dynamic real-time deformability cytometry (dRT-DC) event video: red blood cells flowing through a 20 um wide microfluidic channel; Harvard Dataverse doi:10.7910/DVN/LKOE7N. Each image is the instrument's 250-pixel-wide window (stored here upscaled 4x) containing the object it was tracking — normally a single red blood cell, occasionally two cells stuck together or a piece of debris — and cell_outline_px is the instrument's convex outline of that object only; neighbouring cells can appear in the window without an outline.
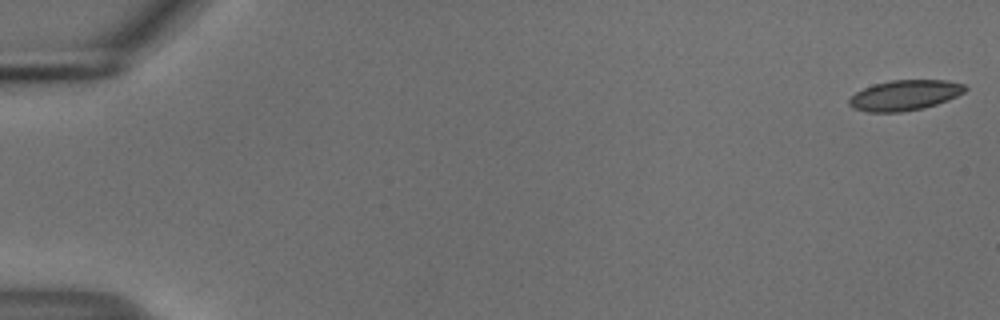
{"species": "common noctule bat (a hibernating species)", "species_latin": "Nyctalus noctula", "temperature_condition": "cold", "stored_images_in_passage": 55, "camera_frame_rate_fps": 3000, "um_per_image_px": 0.085, "animal": {"sex": "male", "body_mass_g": 18.8}, "frame": {"image": 1, "passage_image": 1, "time_ms": 0.0, "image_size_px": [1000, 320], "cell_outline_px": [[968, 88], [964, 92], [948, 100], [924, 108], [900, 112], [868, 112], [852, 108], [848, 104], [848, 100], [856, 92], [872, 84], [892, 80], [948, 80], [964, 84]], "centroid_in_image_um": [76.9, 8.09], "position_along_channel_um": 8.1, "area_um2": 20.58}}
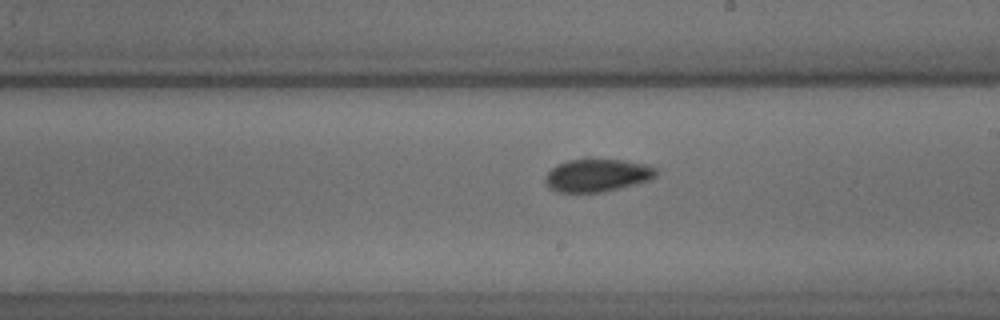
{"frame": {"image": 2, "passage_image": 32, "time_ms": 10.333, "image_size_px": [1000, 320], "cell_outline_px": [[656, 176], [648, 180], [636, 184], [620, 188], [600, 192], [556, 192], [548, 188], [544, 184], [544, 176], [556, 164], [568, 160], [584, 156], [588, 156], [624, 160], [648, 164], [656, 168]], "centroid_in_image_um": [50.71, 14.85], "position_along_channel_um": 238.3, "area_um2": 22.08}}
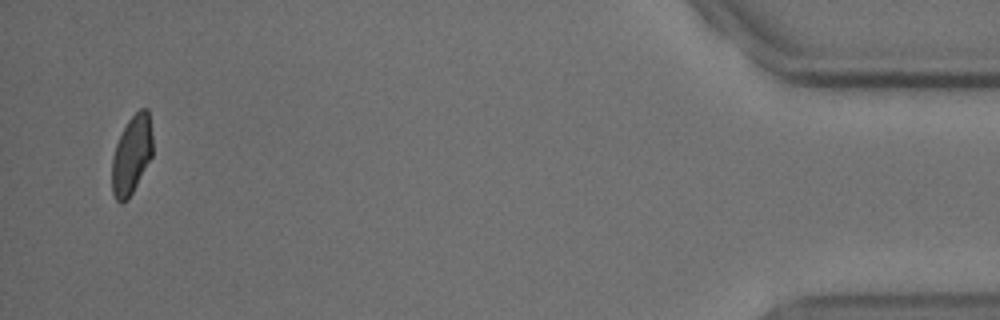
{"frame": {"image": 3, "passage_image": 53, "time_ms": 17.333, "image_size_px": [1000, 320], "cell_outline_px": [[152, 156], [128, 200], [120, 204], [116, 200], [112, 192], [112, 156], [116, 144], [128, 120], [140, 108], [148, 108], [152, 136]], "centroid_in_image_um": [11.18, 13.18], "position_along_channel_um": 424.0, "area_um2": 18.61}, "authors_computed_cell_mechanics": {"area_um2": 20.6346, "velocity_mm_per_s": 3.7233, "shape_relaxation_time_tau1_ms": 4.6271, "shape_relaxation_time_tau2_ms": 1.515, "deformation_change_tau1": 0.0746, "deformation_change_tau2": 0.0414}}